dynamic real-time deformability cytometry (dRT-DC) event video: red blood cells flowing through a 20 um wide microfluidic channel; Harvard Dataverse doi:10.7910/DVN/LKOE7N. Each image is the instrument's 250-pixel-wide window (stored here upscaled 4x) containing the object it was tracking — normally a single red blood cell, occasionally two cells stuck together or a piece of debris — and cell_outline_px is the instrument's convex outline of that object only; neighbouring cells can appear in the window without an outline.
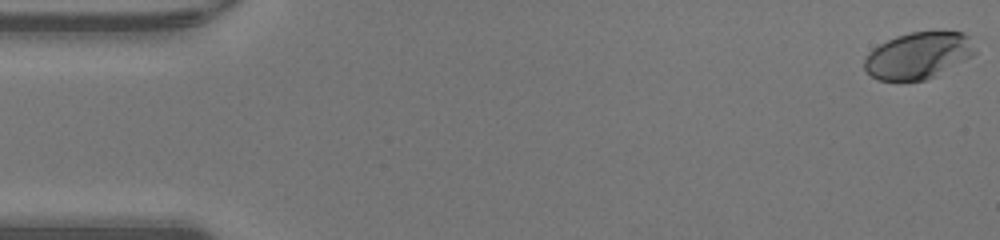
{"species": "human", "species_latin": "Homo sapiens", "temperature_condition": "warm", "stored_images_in_passage": 48, "camera_frame_rate_fps": 3000, "um_per_image_px": 0.085, "donor": {"sex": "male"}, "frame": {"image": 1, "passage_image": 1, "time_ms": 0.0, "image_size_px": [1000, 240], "cell_outline_px": [[980, 52], [924, 80], [880, 80], [872, 76], [864, 68], [864, 60], [868, 52], [880, 44], [896, 36], [912, 32], [964, 32], [968, 36]], "centroid_in_image_um": [78.06, 4.7], "position_along_channel_um": 6.9, "area_um2": 29.65}}
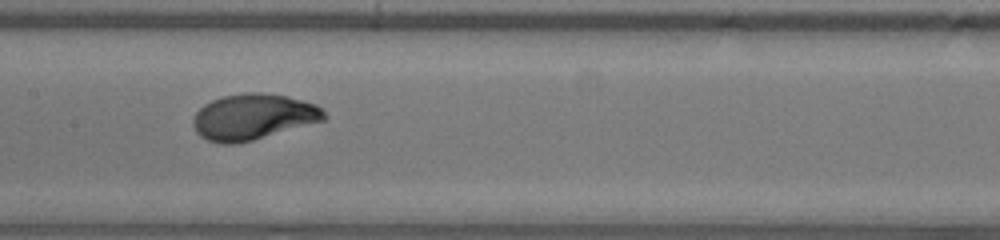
{"frame": {"image": 2, "passage_image": 24, "time_ms": 7.667, "image_size_px": [1000, 240], "cell_outline_px": [[328, 116], [324, 120], [252, 140], [236, 144], [220, 144], [208, 140], [200, 136], [196, 132], [192, 124], [192, 120], [196, 112], [204, 104], [212, 100], [224, 96], [248, 92], [260, 92], [288, 96], [316, 104]], "centroid_in_image_um": [21.49, 9.93], "position_along_channel_um": 185.9, "area_um2": 34.91}}
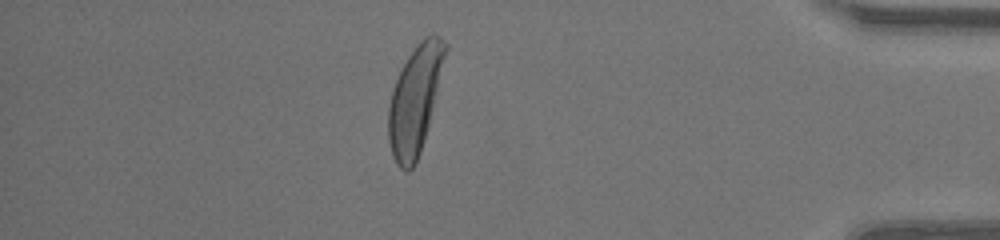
{"frame": {"image": 3, "passage_image": 42, "time_ms": 13.667, "image_size_px": [1000, 240], "cell_outline_px": [[448, 48], [428, 124], [420, 152], [416, 164], [408, 172], [404, 172], [396, 164], [392, 156], [388, 140], [388, 108], [392, 88], [400, 68], [408, 56], [420, 40], [424, 36], [432, 32], [440, 36], [448, 44]], "centroid_in_image_um": [35.25, 8.46], "position_along_channel_um": 399.9, "area_um2": 35.84}, "authors_computed_cell_mechanics": {"area_um2": 34.1309, "velocity_mm_per_s": 4.3145, "shape_relaxation_time_tau1_ms": 2.5598, "shape_relaxation_time_tau2_ms": null, "deformation_change_tau1": 0.1924, "deformation_change_tau2": null}}